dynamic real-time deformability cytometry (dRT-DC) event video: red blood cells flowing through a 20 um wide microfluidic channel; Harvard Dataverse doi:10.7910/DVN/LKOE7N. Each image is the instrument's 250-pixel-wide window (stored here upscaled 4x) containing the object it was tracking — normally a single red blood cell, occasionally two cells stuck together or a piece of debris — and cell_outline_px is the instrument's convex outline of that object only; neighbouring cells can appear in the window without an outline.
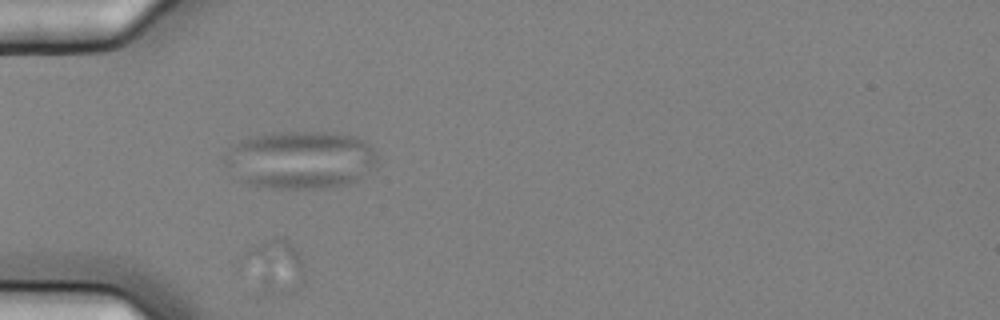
{"species": "common noctule bat (a hibernating species)", "species_latin": "Nyctalus noctula", "temperature_condition": "cold", "stored_images_in_passage": 4, "segment_of_instrument_passage": [2, 2], "camera_frame_rate_fps": 3000, "um_per_image_px": 0.085, "animal": {"sex": "female", "body_mass_g": 25.1}, "frame": {"image": 1, "passage_image": 3, "time_ms": 0.667, "image_size_px": [1000, 320], "cell_outline_px": [[304, 280], [292, 292], [284, 296], [240, 260], [244, 252], [248, 248], [256, 244], [272, 240], [284, 240], [300, 252], [304, 272]], "centroid_in_image_um": [23.48, 22.49], "position_along_channel_um": 61.5, "area_um2": 16.53}}